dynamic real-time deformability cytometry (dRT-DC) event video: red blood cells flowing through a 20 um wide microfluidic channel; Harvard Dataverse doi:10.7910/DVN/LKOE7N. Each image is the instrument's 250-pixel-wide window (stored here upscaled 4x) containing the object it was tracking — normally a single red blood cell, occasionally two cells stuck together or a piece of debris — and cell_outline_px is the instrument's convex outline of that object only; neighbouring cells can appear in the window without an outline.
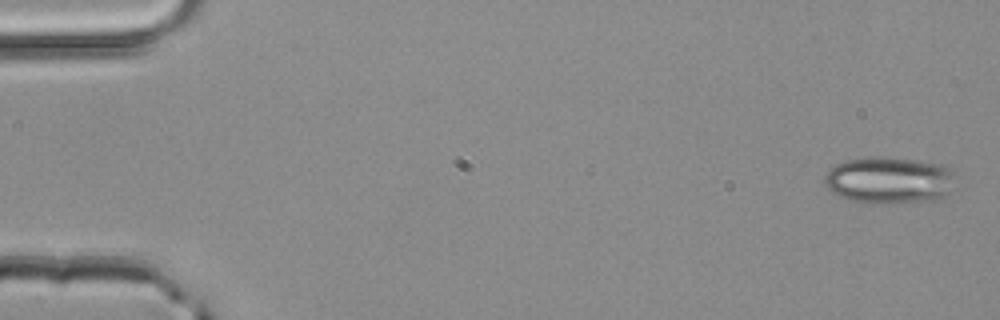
{"species": "common noctule bat (a hibernating species)", "species_latin": "Nyctalus noctula", "temperature_condition": "room temperature", "stored_images_in_passage": 4, "camera_frame_rate_fps": 3000, "um_per_image_px": 0.085, "animal": {"sex": "male", "body_mass_g": 20.4}, "frame": {"image": 1, "passage_image": 1, "time_ms": 0.0, "image_size_px": [1000, 320], "cell_outline_px": [[960, 188], [940, 200], [884, 204], [852, 200], [840, 196], [832, 192], [824, 184], [824, 176], [828, 168], [844, 160], [916, 160], [940, 164], [952, 168]], "centroid_in_image_um": [75.72, 15.38], "position_along_channel_um": 9.3, "area_um2": 35.78}}